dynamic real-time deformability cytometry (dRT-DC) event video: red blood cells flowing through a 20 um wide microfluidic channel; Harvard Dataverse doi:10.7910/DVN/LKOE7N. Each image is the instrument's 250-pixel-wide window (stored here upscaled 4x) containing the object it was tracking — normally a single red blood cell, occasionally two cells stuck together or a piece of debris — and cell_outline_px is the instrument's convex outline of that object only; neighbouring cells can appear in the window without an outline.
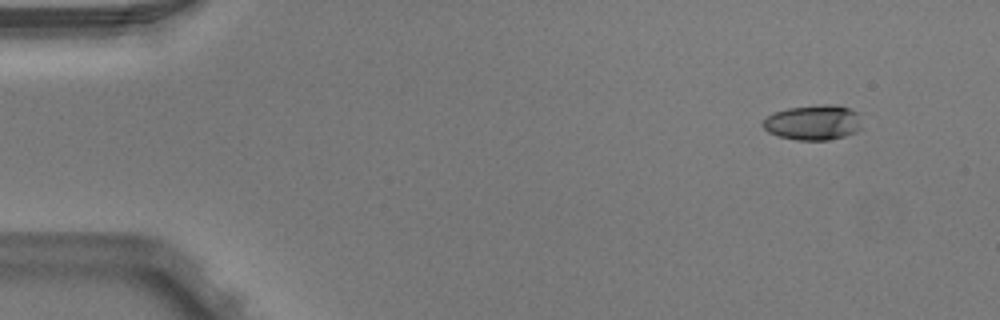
{"species": "Egyptian fruit bat (a non-hibernating species)", "species_latin": "Rousettus aegyptiacus", "temperature_condition": "warm", "stored_images_in_passage": 4, "camera_frame_rate_fps": 3000, "um_per_image_px": 0.085, "animal": {"sex": "male"}, "frame": {"image": 1, "passage_image": 1, "time_ms": 0.0, "image_size_px": [1000, 320], "cell_outline_px": [[860, 128], [856, 132], [844, 136], [828, 140], [796, 140], [780, 136], [768, 132], [760, 124], [772, 112], [788, 108], [820, 104], [836, 104], [860, 112]], "centroid_in_image_um": [69.13, 10.4], "position_along_channel_um": 15.9, "area_um2": 20.46}}
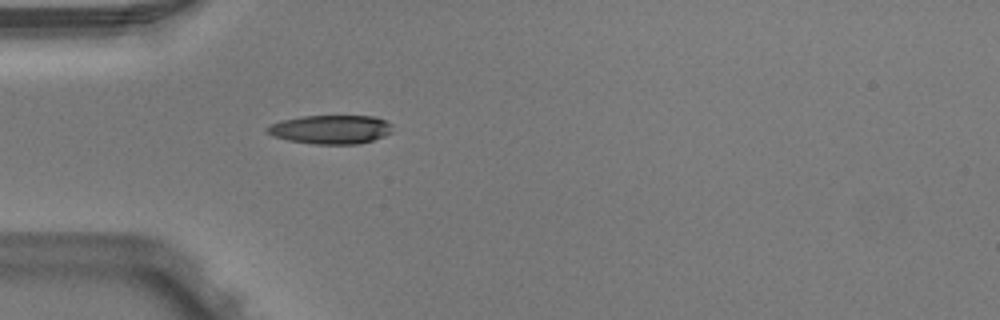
{"frame": {"image": 2, "passage_image": 4, "time_ms": 1.0, "image_size_px": [1000, 320], "cell_outline_px": [[392, 132], [384, 136], [372, 140], [356, 144], [316, 144], [288, 140], [272, 136], [264, 128], [280, 120], [304, 116], [376, 116], [392, 124]], "centroid_in_image_um": [28.11, 11.0], "position_along_channel_um": 56.9, "area_um2": 21.04}}